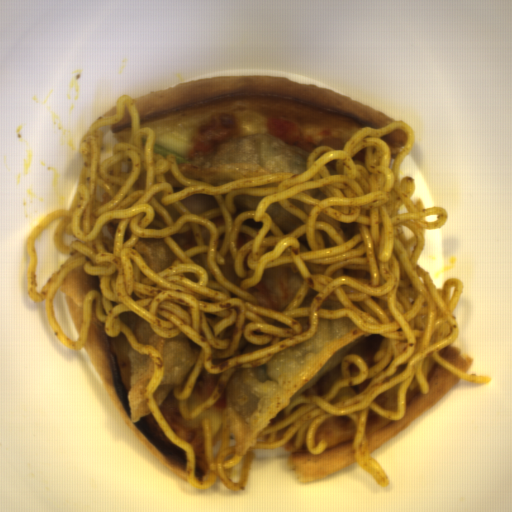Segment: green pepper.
<instances>
[{
	"label": "green pepper",
	"mask_w": 512,
	"mask_h": 512,
	"mask_svg": "<svg viewBox=\"0 0 512 512\" xmlns=\"http://www.w3.org/2000/svg\"><path fill=\"white\" fill-rule=\"evenodd\" d=\"M154 152L165 159H166L167 155H173L177 167L185 162L190 161L187 158L181 156L180 154L174 152L173 150L167 148L164 145H159V144L154 143Z\"/></svg>",
	"instance_id": "obj_1"
}]
</instances>
